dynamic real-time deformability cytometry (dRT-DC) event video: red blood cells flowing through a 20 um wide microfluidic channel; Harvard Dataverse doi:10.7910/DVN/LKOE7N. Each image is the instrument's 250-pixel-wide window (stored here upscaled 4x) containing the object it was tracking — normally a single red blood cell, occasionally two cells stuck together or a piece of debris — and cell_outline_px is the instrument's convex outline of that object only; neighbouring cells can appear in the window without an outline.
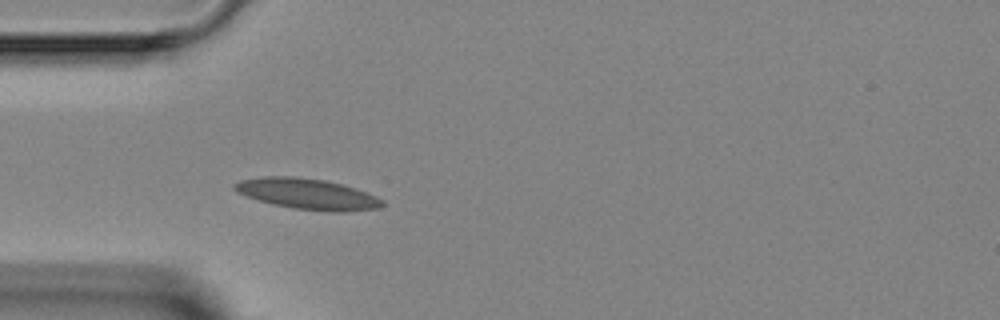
{"species": "Egyptian fruit bat (a non-hibernating species)", "species_latin": "Rousettus aegyptiacus", "temperature_condition": "room temperature", "stored_images_in_passage": 3, "camera_frame_rate_fps": 3000, "um_per_image_px": 0.085, "animal": {"sex": "female"}, "frame": {"image": 1, "passage_image": 3, "time_ms": 2.0, "image_size_px": [1000, 320], "cell_outline_px": [[384, 204], [376, 208], [348, 212], [328, 212], [292, 208], [272, 204], [236, 192], [232, 188], [232, 184], [240, 180], [264, 176], [292, 176], [324, 180], [356, 188], [376, 196], [384, 200]], "centroid_in_image_um": [26.12, 16.49], "position_along_channel_um": 58.9, "area_um2": 26.53}}